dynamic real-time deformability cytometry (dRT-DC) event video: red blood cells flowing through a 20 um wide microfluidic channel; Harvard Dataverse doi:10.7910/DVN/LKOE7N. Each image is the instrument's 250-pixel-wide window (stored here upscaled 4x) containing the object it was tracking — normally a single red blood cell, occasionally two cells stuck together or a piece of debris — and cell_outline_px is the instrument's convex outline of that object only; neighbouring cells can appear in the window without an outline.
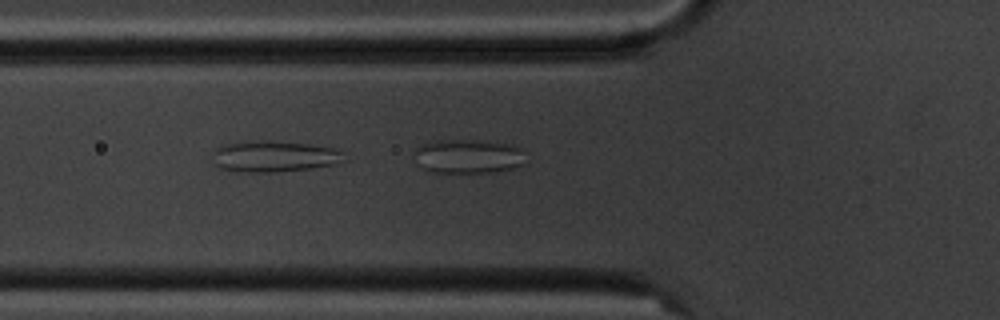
{"species": "common noctule bat (a hibernating species)", "species_latin": "Nyctalus noctula", "temperature_condition": "cold", "stored_images_in_passage": 2, "camera_frame_rate_fps": 3000, "um_per_image_px": 0.085, "animal": {"sex": "male", "body_mass_g": 20.1, "forearm_length_mm": 53.5}, "frame": {"image": 1, "passage_image": 2, "time_ms": 1.0, "image_size_px": [1000, 320], "cell_outline_px": [[524, 164], [512, 168], [492, 172], [432, 172], [416, 164], [412, 156], [412, 148], [420, 144], [432, 140], [476, 140], [512, 144], [520, 148]], "centroid_in_image_um": [39.67, 13.27], "position_along_channel_um": 86.1, "area_um2": 22.43}}